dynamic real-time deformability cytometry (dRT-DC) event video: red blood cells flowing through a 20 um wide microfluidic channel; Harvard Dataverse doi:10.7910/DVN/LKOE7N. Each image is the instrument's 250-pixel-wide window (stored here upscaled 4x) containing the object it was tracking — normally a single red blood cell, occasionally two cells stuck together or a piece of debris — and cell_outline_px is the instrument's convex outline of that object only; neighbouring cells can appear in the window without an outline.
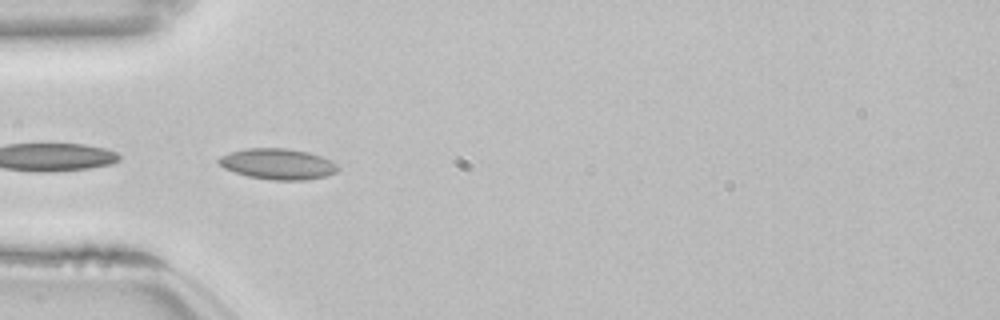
{"species": "common noctule bat (a hibernating species)", "species_latin": "Nyctalus noctula", "temperature_condition": "room temperature", "stored_images_in_passage": 35, "camera_frame_rate_fps": 3000, "um_per_image_px": 0.085, "animal": {"sex": "female", "body_mass_g": 22.7, "forearm_length_mm": 54.2}, "frame": {"image": 1, "passage_image": 17, "time_ms": 5.333, "image_size_px": [1000, 320], "cell_outline_px": [[340, 168], [336, 172], [324, 176], [308, 180], [272, 180], [248, 176], [224, 168], [216, 160], [220, 156], [232, 152], [248, 148], [284, 148], [308, 152], [320, 156], [336, 164]], "centroid_in_image_um": [23.61, 13.94], "position_along_channel_um": 61.4, "area_um2": 21.15}}